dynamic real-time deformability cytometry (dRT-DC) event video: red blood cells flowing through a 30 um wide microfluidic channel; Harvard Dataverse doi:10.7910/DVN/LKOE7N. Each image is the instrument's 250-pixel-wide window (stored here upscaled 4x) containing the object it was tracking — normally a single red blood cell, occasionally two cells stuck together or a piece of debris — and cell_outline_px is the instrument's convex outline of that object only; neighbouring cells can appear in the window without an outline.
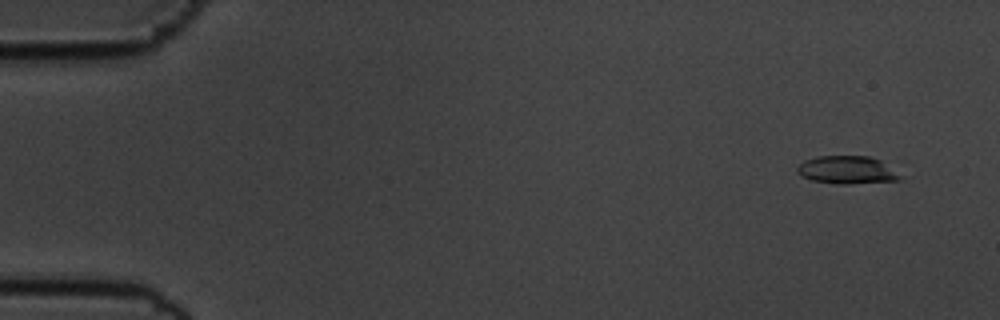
{"species": "common noctule bat (a hibernating species)", "species_latin": "Nyctalus noctula", "temperature_condition": "cold", "stored_images_in_passage": 57, "camera_frame_rate_fps": 3000, "um_per_image_px": 0.085, "animal": {"sex": "male", "body_mass_g": 19.5, "forearm_length_mm": 54.6}, "frame": {"image": 1, "passage_image": 4, "time_ms": 1.0, "image_size_px": [1000, 320], "cell_outline_px": [[904, 176], [900, 180], [848, 184], [836, 184], [812, 180], [796, 172], [796, 168], [804, 160], [816, 156], [868, 156], [880, 160]], "centroid_in_image_um": [72.02, 14.44], "position_along_channel_um": 13.0, "area_um2": 16.76}}
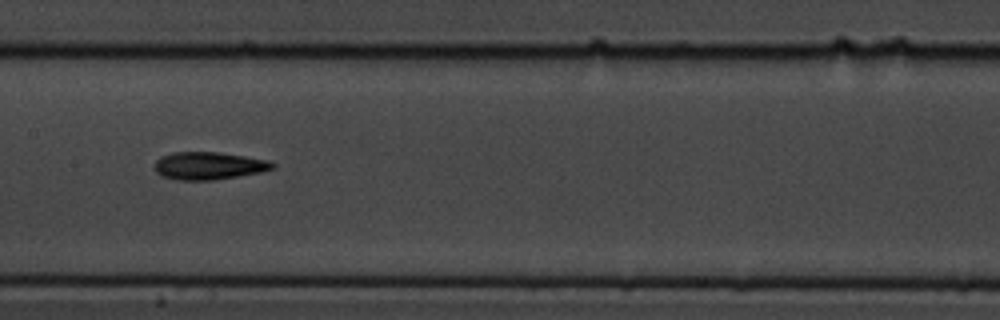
{"frame": {"image": 2, "passage_image": 29, "time_ms": 9.333, "image_size_px": [1000, 320], "cell_outline_px": [[276, 168], [260, 172], [212, 180], [176, 180], [160, 176], [156, 172], [156, 160], [160, 156], [172, 152], [220, 152], [268, 160], [276, 164]], "centroid_in_image_um": [17.73, 14.08], "position_along_channel_um": 189.7, "area_um2": 19.02}}
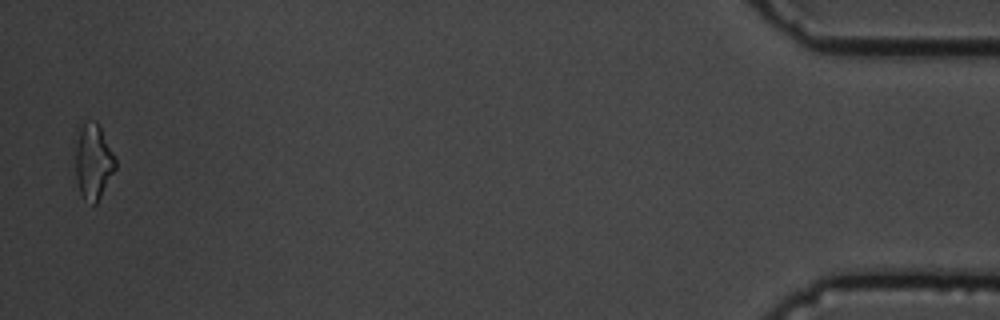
{"frame": {"image": 3, "passage_image": 56, "time_ms": 18.333, "image_size_px": [1000, 320], "cell_outline_px": [[116, 168], [96, 204], [92, 204], [84, 200], [80, 192], [76, 180], [76, 132], [80, 124], [84, 120], [96, 120], [116, 160]], "centroid_in_image_um": [7.9, 13.7], "position_along_channel_um": 427.3, "area_um2": 17.63}, "authors_computed_cell_mechanics": {"area_um2": 17.8602, "velocity_mm_per_s": 3.591, "shape_relaxation_time_tau1_ms": 5.6011, "shape_relaxation_time_tau2_ms": 5.2349, "deformation_change_tau1": 0.1614, "deformation_change_tau2": 0.161}}